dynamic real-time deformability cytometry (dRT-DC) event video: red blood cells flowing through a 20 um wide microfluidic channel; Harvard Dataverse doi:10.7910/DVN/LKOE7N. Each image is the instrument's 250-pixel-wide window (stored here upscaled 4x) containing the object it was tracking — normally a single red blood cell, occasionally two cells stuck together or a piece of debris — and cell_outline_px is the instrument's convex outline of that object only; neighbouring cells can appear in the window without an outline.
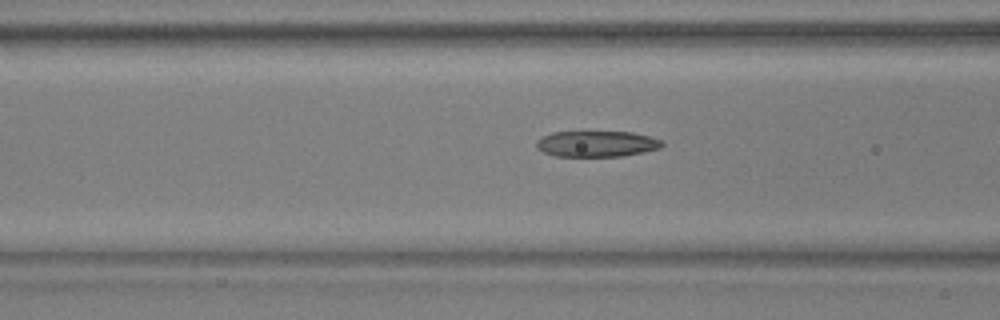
{"species": "common noctule bat (a hibernating species)", "species_latin": "Nyctalus noctula", "temperature_condition": "warm", "stored_images_in_passage": 51, "camera_frame_rate_fps": 3000, "um_per_image_px": 0.085, "animal": {"sex": "male", "body_mass_g": 17.9, "forearm_length_mm": 54.2}, "frame": {"image": 1, "passage_image": 21, "time_ms": 6.667, "image_size_px": [1000, 320], "cell_outline_px": [[664, 144], [660, 148], [644, 152], [620, 156], [556, 156], [544, 152], [536, 148], [536, 140], [540, 136], [552, 132], [632, 132], [648, 136], [660, 140]], "centroid_in_image_um": [50.67, 12.22], "position_along_channel_um": 115.9, "area_um2": 18.96}}
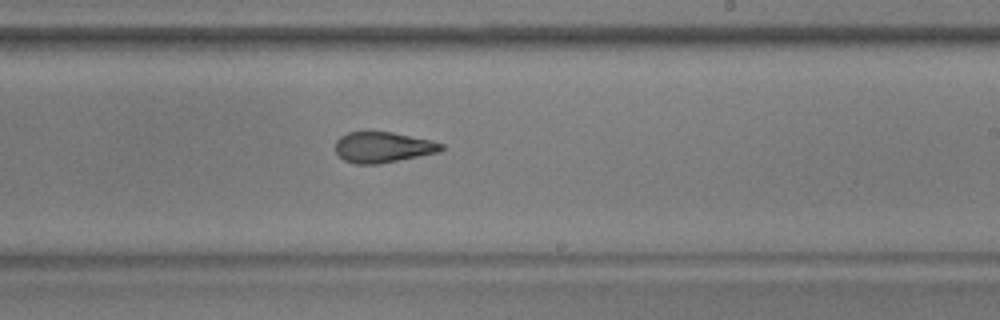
{"frame": {"image": 2, "passage_image": 32, "time_ms": 10.333, "image_size_px": [1000, 320], "cell_outline_px": [[444, 148], [440, 152], [380, 164], [352, 164], [344, 160], [336, 152], [336, 140], [340, 136], [348, 132], [392, 132], [432, 140], [444, 144]], "centroid_in_image_um": [32.57, 12.52], "position_along_channel_um": 256.4, "area_um2": 19.07}}
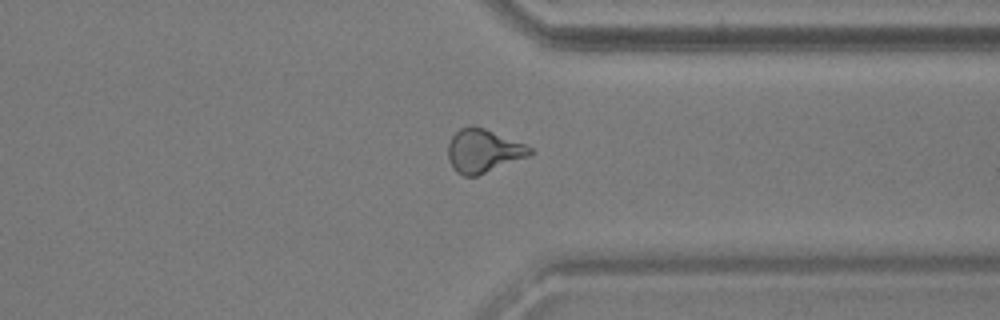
{"frame": {"image": 3, "passage_image": 41, "time_ms": 13.333, "image_size_px": [1000, 320], "cell_outline_px": [[536, 152], [532, 156], [476, 176], [464, 176], [456, 172], [448, 160], [448, 144], [452, 136], [460, 128], [472, 124], [484, 128], [524, 144], [532, 148]], "centroid_in_image_um": [41.1, 12.83], "position_along_channel_um": 370.3, "area_um2": 20.92}}